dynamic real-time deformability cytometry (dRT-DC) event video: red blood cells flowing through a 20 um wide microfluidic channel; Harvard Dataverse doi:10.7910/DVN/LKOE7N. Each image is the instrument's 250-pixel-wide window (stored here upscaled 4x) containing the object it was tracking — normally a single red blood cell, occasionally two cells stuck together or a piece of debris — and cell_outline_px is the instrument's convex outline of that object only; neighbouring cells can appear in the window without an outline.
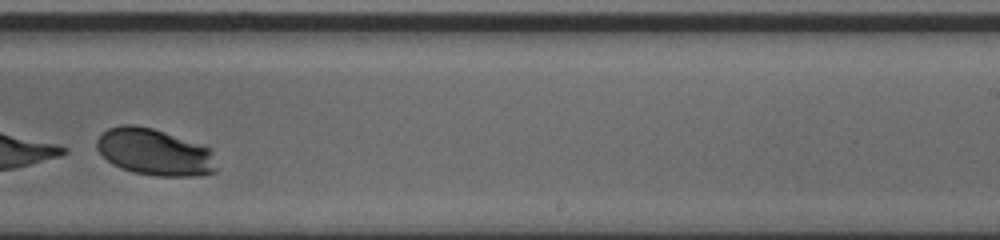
{"species": "human", "species_latin": "Homo sapiens", "temperature_condition": "cold", "stored_images_in_passage": 32, "camera_frame_rate_fps": 3000, "um_per_image_px": 0.085, "donor": {"sex": "male"}, "frame": {"image": 1, "passage_image": 19, "time_ms": 6.0, "image_size_px": [1000, 240], "cell_outline_px": [[216, 172], [200, 176], [156, 176], [132, 172], [120, 168], [112, 164], [96, 148], [96, 140], [108, 128], [120, 124], [132, 124], [152, 128], [212, 148], [216, 168]], "centroid_in_image_um": [13.14, 12.94], "position_along_channel_um": 275.9, "area_um2": 32.71}}
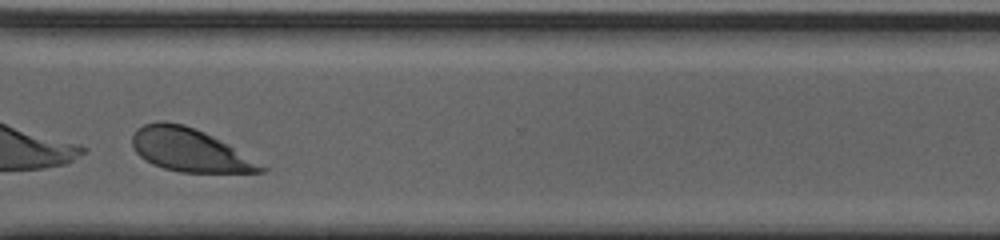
{"frame": {"image": 2, "passage_image": 25, "time_ms": 8.0, "image_size_px": [1000, 240], "cell_outline_px": [[268, 168], [264, 172], [180, 172], [164, 168], [152, 164], [144, 160], [136, 152], [132, 144], [132, 136], [136, 128], [144, 124], [156, 120], [164, 120], [184, 124], [204, 132], [228, 144]], "centroid_in_image_um": [16.06, 12.73], "position_along_channel_um": 354.5, "area_um2": 32.25}}